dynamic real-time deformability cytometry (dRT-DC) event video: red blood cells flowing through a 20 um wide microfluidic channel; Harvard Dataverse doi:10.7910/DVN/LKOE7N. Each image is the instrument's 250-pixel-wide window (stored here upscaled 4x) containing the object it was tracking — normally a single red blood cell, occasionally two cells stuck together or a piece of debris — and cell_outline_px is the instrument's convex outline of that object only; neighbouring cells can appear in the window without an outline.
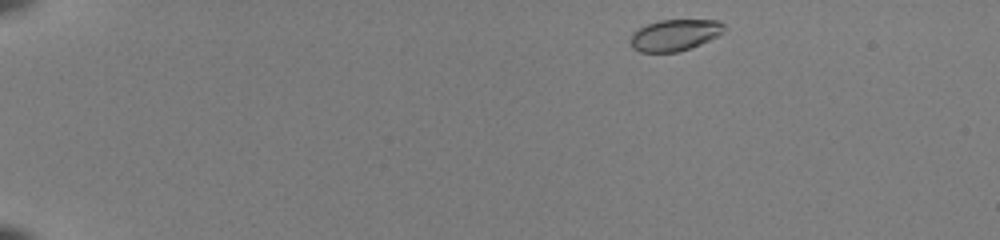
{"species": "common noctule bat (a hibernating species)", "species_latin": "Nyctalus noctula", "temperature_condition": "room temperature", "stored_images_in_passage": 45, "camera_frame_rate_fps": 3000, "um_per_image_px": 0.085, "animal": {"sex": "female", "body_mass_g": 22.0, "forearm_length_mm": 56.7}, "frame": {"image": 1, "passage_image": 1, "time_ms": 0.0, "image_size_px": [1000, 240], "cell_outline_px": [[724, 28], [716, 36], [700, 44], [676, 52], [640, 52], [632, 48], [628, 40], [632, 32], [648, 24], [660, 20], [716, 20], [724, 24]], "centroid_in_image_um": [57.27, 2.98], "position_along_channel_um": 27.7, "area_um2": 16.94}}
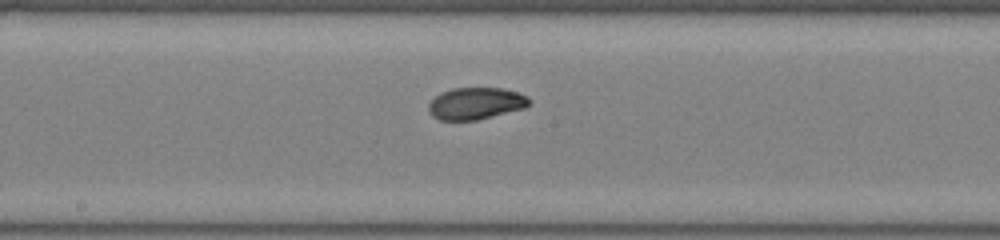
{"frame": {"image": 2, "passage_image": 23, "time_ms": 7.333, "image_size_px": [1000, 240], "cell_outline_px": [[532, 100], [524, 108], [476, 120], [440, 120], [432, 116], [428, 108], [428, 104], [440, 92], [452, 88], [504, 88], [528, 96]], "centroid_in_image_um": [40.43, 8.78], "position_along_channel_um": 207.8, "area_um2": 18.67}}
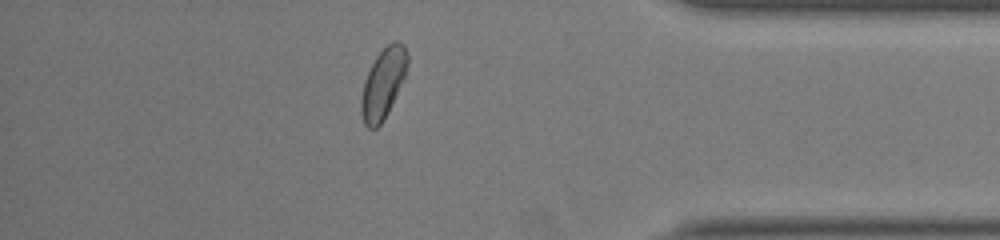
{"frame": {"image": 3, "passage_image": 39, "time_ms": 12.667, "image_size_px": [1000, 240], "cell_outline_px": [[408, 64], [404, 76], [380, 124], [376, 128], [368, 128], [364, 124], [360, 112], [360, 100], [364, 80], [376, 56], [392, 40], [396, 40], [404, 44], [408, 56]], "centroid_in_image_um": [32.54, 7.05], "position_along_channel_um": 402.7, "area_um2": 18.38}, "authors_computed_cell_mechanics": {"area_um2": 19.0162, "velocity_mm_per_s": 3.9971, "shape_relaxation_time_tau1_ms": 3.8452, "shape_relaxation_time_tau2_ms": 0.8964, "deformation_change_tau1": 0.1486, "deformation_change_tau2": 0.0309}}